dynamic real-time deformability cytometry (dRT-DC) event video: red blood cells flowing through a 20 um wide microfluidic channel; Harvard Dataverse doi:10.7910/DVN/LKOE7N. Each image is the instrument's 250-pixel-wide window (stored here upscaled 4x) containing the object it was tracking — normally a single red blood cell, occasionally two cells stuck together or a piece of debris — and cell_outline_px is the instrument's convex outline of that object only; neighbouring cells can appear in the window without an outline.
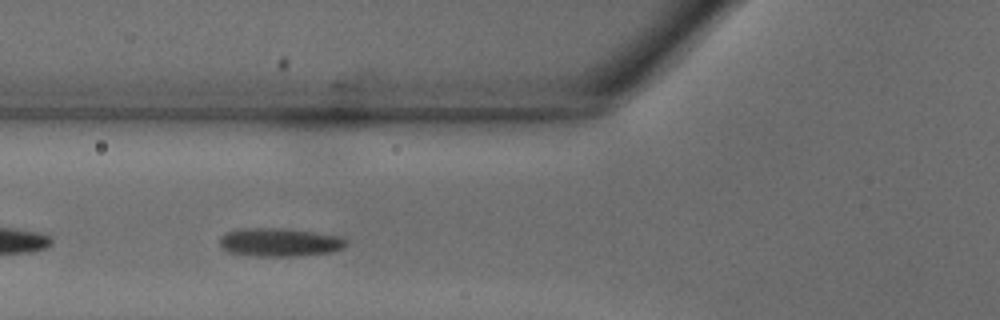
{"species": "common noctule bat (a hibernating species)", "species_latin": "Nyctalus noctula", "temperature_condition": "warm", "stored_images_in_passage": 30, "camera_frame_rate_fps": 3000, "um_per_image_px": 0.085, "animal": {"sex": "male", "body_mass_g": 18.8}, "frame": {"image": 1, "passage_image": 6, "time_ms": 1.667, "image_size_px": [1000, 320], "cell_outline_px": [[348, 244], [344, 248], [332, 252], [300, 256], [256, 256], [228, 252], [220, 244], [220, 236], [224, 232], [240, 228], [284, 228], [340, 236], [348, 240]], "centroid_in_image_um": [23.78, 20.59], "position_along_channel_um": 102.0, "area_um2": 21.15}}
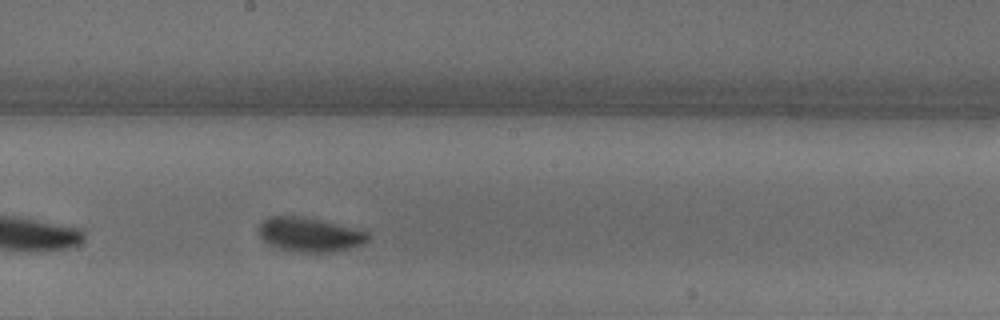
{"frame": {"image": 2, "passage_image": 13, "time_ms": 4.0, "image_size_px": [1000, 320], "cell_outline_px": [[372, 236], [364, 244], [348, 248], [328, 252], [296, 252], [280, 248], [268, 244], [260, 236], [256, 228], [268, 216], [296, 216], [316, 220], [352, 228], [368, 232]], "centroid_in_image_um": [26.28, 19.95], "position_along_channel_um": 221.9, "area_um2": 21.44}}
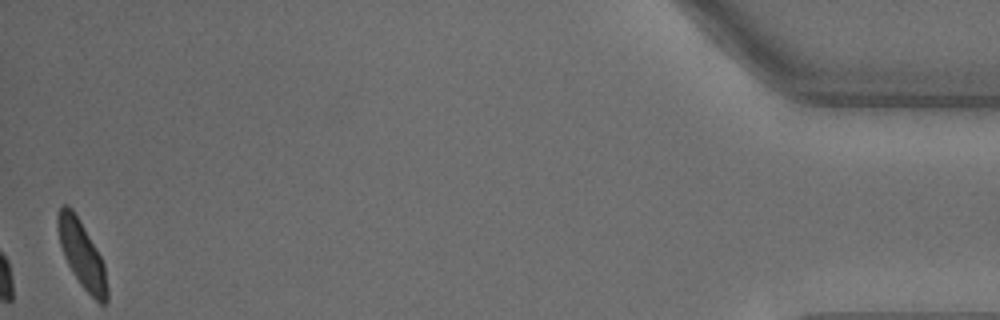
{"frame": {"image": 3, "passage_image": 30, "time_ms": 9.667, "image_size_px": [1000, 320], "cell_outline_px": [[108, 300], [104, 304], [100, 304], [80, 284], [72, 272], [64, 256], [60, 244], [56, 228], [56, 216], [60, 204], [68, 204], [72, 208], [80, 220], [96, 248], [104, 264], [108, 288]], "centroid_in_image_um": [6.93, 21.58], "position_along_channel_um": 428.3, "area_um2": 19.36}}